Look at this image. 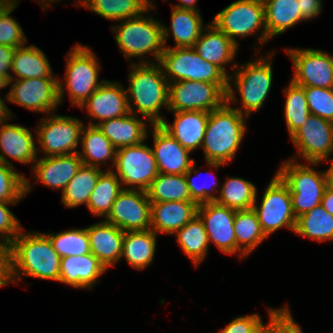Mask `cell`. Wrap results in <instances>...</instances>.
<instances>
[{
	"mask_svg": "<svg viewBox=\"0 0 333 333\" xmlns=\"http://www.w3.org/2000/svg\"><path fill=\"white\" fill-rule=\"evenodd\" d=\"M129 74V88L127 102L129 112L137 115L131 103L135 104L136 110L145 117L151 125H158L164 121L159 114L161 108L168 109V81L164 76L161 65L151 60L141 63H132ZM129 94V96H128ZM131 98V101L129 100Z\"/></svg>",
	"mask_w": 333,
	"mask_h": 333,
	"instance_id": "1",
	"label": "cell"
},
{
	"mask_svg": "<svg viewBox=\"0 0 333 333\" xmlns=\"http://www.w3.org/2000/svg\"><path fill=\"white\" fill-rule=\"evenodd\" d=\"M244 116L227 102L209 112L201 146L208 165L218 168L235 157L246 131Z\"/></svg>",
	"mask_w": 333,
	"mask_h": 333,
	"instance_id": "2",
	"label": "cell"
},
{
	"mask_svg": "<svg viewBox=\"0 0 333 333\" xmlns=\"http://www.w3.org/2000/svg\"><path fill=\"white\" fill-rule=\"evenodd\" d=\"M13 249L15 283L25 276L59 281L61 257L54 250L45 233L22 231L11 243ZM17 276V277H16Z\"/></svg>",
	"mask_w": 333,
	"mask_h": 333,
	"instance_id": "3",
	"label": "cell"
},
{
	"mask_svg": "<svg viewBox=\"0 0 333 333\" xmlns=\"http://www.w3.org/2000/svg\"><path fill=\"white\" fill-rule=\"evenodd\" d=\"M238 67L239 66L234 64L232 68H234L236 72H234L235 74L233 73V76H228L226 102L228 104H230L231 101L237 103L234 88H232L231 85L233 84L239 92V96H241L240 98L243 105V109H235L248 117L253 111L261 109L270 92L273 80L271 60L266 55L265 58L261 57L253 62H248Z\"/></svg>",
	"mask_w": 333,
	"mask_h": 333,
	"instance_id": "4",
	"label": "cell"
},
{
	"mask_svg": "<svg viewBox=\"0 0 333 333\" xmlns=\"http://www.w3.org/2000/svg\"><path fill=\"white\" fill-rule=\"evenodd\" d=\"M168 83L204 81L217 84L225 93L228 76L215 64L203 60L193 47H165L158 62Z\"/></svg>",
	"mask_w": 333,
	"mask_h": 333,
	"instance_id": "5",
	"label": "cell"
},
{
	"mask_svg": "<svg viewBox=\"0 0 333 333\" xmlns=\"http://www.w3.org/2000/svg\"><path fill=\"white\" fill-rule=\"evenodd\" d=\"M296 156L283 162L276 173L288 186L293 212L297 217L321 204L327 187L326 171L317 172L308 165L296 162Z\"/></svg>",
	"mask_w": 333,
	"mask_h": 333,
	"instance_id": "6",
	"label": "cell"
},
{
	"mask_svg": "<svg viewBox=\"0 0 333 333\" xmlns=\"http://www.w3.org/2000/svg\"><path fill=\"white\" fill-rule=\"evenodd\" d=\"M116 32L115 40L121 52L126 58L144 57L149 52L153 53L159 62L161 54L165 50L163 40V24L152 17H144L142 14L123 23L111 27Z\"/></svg>",
	"mask_w": 333,
	"mask_h": 333,
	"instance_id": "7",
	"label": "cell"
},
{
	"mask_svg": "<svg viewBox=\"0 0 333 333\" xmlns=\"http://www.w3.org/2000/svg\"><path fill=\"white\" fill-rule=\"evenodd\" d=\"M231 41L238 45L235 37L254 35L262 28L259 38L262 44L269 41L265 26L263 0H237L220 11L212 22Z\"/></svg>",
	"mask_w": 333,
	"mask_h": 333,
	"instance_id": "8",
	"label": "cell"
},
{
	"mask_svg": "<svg viewBox=\"0 0 333 333\" xmlns=\"http://www.w3.org/2000/svg\"><path fill=\"white\" fill-rule=\"evenodd\" d=\"M66 56L65 79L73 105L79 108L105 81L98 82L99 63L92 50L75 45Z\"/></svg>",
	"mask_w": 333,
	"mask_h": 333,
	"instance_id": "9",
	"label": "cell"
},
{
	"mask_svg": "<svg viewBox=\"0 0 333 333\" xmlns=\"http://www.w3.org/2000/svg\"><path fill=\"white\" fill-rule=\"evenodd\" d=\"M253 209L266 237L282 227L295 231L297 218L293 212L290 190L277 174L268 184L261 204L257 206L255 200Z\"/></svg>",
	"mask_w": 333,
	"mask_h": 333,
	"instance_id": "10",
	"label": "cell"
},
{
	"mask_svg": "<svg viewBox=\"0 0 333 333\" xmlns=\"http://www.w3.org/2000/svg\"><path fill=\"white\" fill-rule=\"evenodd\" d=\"M114 166L121 184L133 185L124 189L147 191L159 174L152 148L143 142L117 149Z\"/></svg>",
	"mask_w": 333,
	"mask_h": 333,
	"instance_id": "11",
	"label": "cell"
},
{
	"mask_svg": "<svg viewBox=\"0 0 333 333\" xmlns=\"http://www.w3.org/2000/svg\"><path fill=\"white\" fill-rule=\"evenodd\" d=\"M226 102V93L215 83L204 81H177L168 85L170 111H206L220 108Z\"/></svg>",
	"mask_w": 333,
	"mask_h": 333,
	"instance_id": "12",
	"label": "cell"
},
{
	"mask_svg": "<svg viewBox=\"0 0 333 333\" xmlns=\"http://www.w3.org/2000/svg\"><path fill=\"white\" fill-rule=\"evenodd\" d=\"M5 100L31 111L50 114L61 103L64 87L58 78L16 79Z\"/></svg>",
	"mask_w": 333,
	"mask_h": 333,
	"instance_id": "13",
	"label": "cell"
},
{
	"mask_svg": "<svg viewBox=\"0 0 333 333\" xmlns=\"http://www.w3.org/2000/svg\"><path fill=\"white\" fill-rule=\"evenodd\" d=\"M37 128V142L45 156H60L78 153L84 124L70 116H47Z\"/></svg>",
	"mask_w": 333,
	"mask_h": 333,
	"instance_id": "14",
	"label": "cell"
},
{
	"mask_svg": "<svg viewBox=\"0 0 333 333\" xmlns=\"http://www.w3.org/2000/svg\"><path fill=\"white\" fill-rule=\"evenodd\" d=\"M105 221L124 232L150 229L151 201L147 192L123 189L112 204Z\"/></svg>",
	"mask_w": 333,
	"mask_h": 333,
	"instance_id": "15",
	"label": "cell"
},
{
	"mask_svg": "<svg viewBox=\"0 0 333 333\" xmlns=\"http://www.w3.org/2000/svg\"><path fill=\"white\" fill-rule=\"evenodd\" d=\"M290 138L306 162L317 165L328 161L333 152V122L310 114Z\"/></svg>",
	"mask_w": 333,
	"mask_h": 333,
	"instance_id": "16",
	"label": "cell"
},
{
	"mask_svg": "<svg viewBox=\"0 0 333 333\" xmlns=\"http://www.w3.org/2000/svg\"><path fill=\"white\" fill-rule=\"evenodd\" d=\"M294 65L291 81L301 87L333 88V56L315 49H286Z\"/></svg>",
	"mask_w": 333,
	"mask_h": 333,
	"instance_id": "17",
	"label": "cell"
},
{
	"mask_svg": "<svg viewBox=\"0 0 333 333\" xmlns=\"http://www.w3.org/2000/svg\"><path fill=\"white\" fill-rule=\"evenodd\" d=\"M235 214L236 210L215 201L200 204L197 208V215L204 224L209 243L213 241L219 250L230 255L236 253Z\"/></svg>",
	"mask_w": 333,
	"mask_h": 333,
	"instance_id": "18",
	"label": "cell"
},
{
	"mask_svg": "<svg viewBox=\"0 0 333 333\" xmlns=\"http://www.w3.org/2000/svg\"><path fill=\"white\" fill-rule=\"evenodd\" d=\"M119 82L104 81L83 103L89 118L103 122L129 113L127 92ZM101 120V121H99Z\"/></svg>",
	"mask_w": 333,
	"mask_h": 333,
	"instance_id": "19",
	"label": "cell"
},
{
	"mask_svg": "<svg viewBox=\"0 0 333 333\" xmlns=\"http://www.w3.org/2000/svg\"><path fill=\"white\" fill-rule=\"evenodd\" d=\"M152 127L154 139L152 151L158 172L170 175L185 174L194 162V159L189 157L190 151L182 147L159 124Z\"/></svg>",
	"mask_w": 333,
	"mask_h": 333,
	"instance_id": "20",
	"label": "cell"
},
{
	"mask_svg": "<svg viewBox=\"0 0 333 333\" xmlns=\"http://www.w3.org/2000/svg\"><path fill=\"white\" fill-rule=\"evenodd\" d=\"M29 129L21 125H0V162L13 167L6 158L10 157L22 164H30L37 161V148Z\"/></svg>",
	"mask_w": 333,
	"mask_h": 333,
	"instance_id": "21",
	"label": "cell"
},
{
	"mask_svg": "<svg viewBox=\"0 0 333 333\" xmlns=\"http://www.w3.org/2000/svg\"><path fill=\"white\" fill-rule=\"evenodd\" d=\"M37 160L33 166L36 180L53 189H62V192L83 164L78 153L44 156Z\"/></svg>",
	"mask_w": 333,
	"mask_h": 333,
	"instance_id": "22",
	"label": "cell"
},
{
	"mask_svg": "<svg viewBox=\"0 0 333 333\" xmlns=\"http://www.w3.org/2000/svg\"><path fill=\"white\" fill-rule=\"evenodd\" d=\"M173 124L164 120L159 125L174 137L185 149L193 152L201 147L208 123L209 112L206 111H178L174 112Z\"/></svg>",
	"mask_w": 333,
	"mask_h": 333,
	"instance_id": "23",
	"label": "cell"
},
{
	"mask_svg": "<svg viewBox=\"0 0 333 333\" xmlns=\"http://www.w3.org/2000/svg\"><path fill=\"white\" fill-rule=\"evenodd\" d=\"M194 201L151 202V226L155 233L175 234L197 215Z\"/></svg>",
	"mask_w": 333,
	"mask_h": 333,
	"instance_id": "24",
	"label": "cell"
},
{
	"mask_svg": "<svg viewBox=\"0 0 333 333\" xmlns=\"http://www.w3.org/2000/svg\"><path fill=\"white\" fill-rule=\"evenodd\" d=\"M91 253L105 266L122 259L124 231L105 220L86 227Z\"/></svg>",
	"mask_w": 333,
	"mask_h": 333,
	"instance_id": "25",
	"label": "cell"
},
{
	"mask_svg": "<svg viewBox=\"0 0 333 333\" xmlns=\"http://www.w3.org/2000/svg\"><path fill=\"white\" fill-rule=\"evenodd\" d=\"M204 31L193 48L203 60L215 64L229 76L224 66L234 60L239 45L231 41L213 23L207 25Z\"/></svg>",
	"mask_w": 333,
	"mask_h": 333,
	"instance_id": "26",
	"label": "cell"
},
{
	"mask_svg": "<svg viewBox=\"0 0 333 333\" xmlns=\"http://www.w3.org/2000/svg\"><path fill=\"white\" fill-rule=\"evenodd\" d=\"M105 271V266L92 253L62 257L59 282L76 288L90 289Z\"/></svg>",
	"mask_w": 333,
	"mask_h": 333,
	"instance_id": "27",
	"label": "cell"
},
{
	"mask_svg": "<svg viewBox=\"0 0 333 333\" xmlns=\"http://www.w3.org/2000/svg\"><path fill=\"white\" fill-rule=\"evenodd\" d=\"M88 125L98 126L116 149L137 145L147 138L146 122L131 112L96 124L90 120Z\"/></svg>",
	"mask_w": 333,
	"mask_h": 333,
	"instance_id": "28",
	"label": "cell"
},
{
	"mask_svg": "<svg viewBox=\"0 0 333 333\" xmlns=\"http://www.w3.org/2000/svg\"><path fill=\"white\" fill-rule=\"evenodd\" d=\"M172 8L171 26L163 25V40L166 47L168 35L172 32L176 48L193 47L203 31V20L199 11Z\"/></svg>",
	"mask_w": 333,
	"mask_h": 333,
	"instance_id": "29",
	"label": "cell"
},
{
	"mask_svg": "<svg viewBox=\"0 0 333 333\" xmlns=\"http://www.w3.org/2000/svg\"><path fill=\"white\" fill-rule=\"evenodd\" d=\"M11 71L16 76H11L10 84L15 79L54 78L46 55L35 45L15 49Z\"/></svg>",
	"mask_w": 333,
	"mask_h": 333,
	"instance_id": "30",
	"label": "cell"
},
{
	"mask_svg": "<svg viewBox=\"0 0 333 333\" xmlns=\"http://www.w3.org/2000/svg\"><path fill=\"white\" fill-rule=\"evenodd\" d=\"M156 236L151 229L125 232L121 257H125L132 268L143 270L153 262Z\"/></svg>",
	"mask_w": 333,
	"mask_h": 333,
	"instance_id": "31",
	"label": "cell"
},
{
	"mask_svg": "<svg viewBox=\"0 0 333 333\" xmlns=\"http://www.w3.org/2000/svg\"><path fill=\"white\" fill-rule=\"evenodd\" d=\"M80 143L83 152L78 154L83 164L100 168V163L107 164L105 161L111 159L114 166L117 149L98 126L88 125L86 128L83 126Z\"/></svg>",
	"mask_w": 333,
	"mask_h": 333,
	"instance_id": "32",
	"label": "cell"
},
{
	"mask_svg": "<svg viewBox=\"0 0 333 333\" xmlns=\"http://www.w3.org/2000/svg\"><path fill=\"white\" fill-rule=\"evenodd\" d=\"M263 3L269 39L304 20L297 0H263Z\"/></svg>",
	"mask_w": 333,
	"mask_h": 333,
	"instance_id": "33",
	"label": "cell"
},
{
	"mask_svg": "<svg viewBox=\"0 0 333 333\" xmlns=\"http://www.w3.org/2000/svg\"><path fill=\"white\" fill-rule=\"evenodd\" d=\"M78 5L108 20H125L146 14L153 8L151 0H80Z\"/></svg>",
	"mask_w": 333,
	"mask_h": 333,
	"instance_id": "34",
	"label": "cell"
},
{
	"mask_svg": "<svg viewBox=\"0 0 333 333\" xmlns=\"http://www.w3.org/2000/svg\"><path fill=\"white\" fill-rule=\"evenodd\" d=\"M236 253L241 259L252 252L267 237L263 233L256 211L237 210L234 219Z\"/></svg>",
	"mask_w": 333,
	"mask_h": 333,
	"instance_id": "35",
	"label": "cell"
},
{
	"mask_svg": "<svg viewBox=\"0 0 333 333\" xmlns=\"http://www.w3.org/2000/svg\"><path fill=\"white\" fill-rule=\"evenodd\" d=\"M102 172L98 167L82 164L62 192L63 205L69 208L77 207L83 203L87 205Z\"/></svg>",
	"mask_w": 333,
	"mask_h": 333,
	"instance_id": "36",
	"label": "cell"
},
{
	"mask_svg": "<svg viewBox=\"0 0 333 333\" xmlns=\"http://www.w3.org/2000/svg\"><path fill=\"white\" fill-rule=\"evenodd\" d=\"M121 185V181L113 170L103 171L96 182L86 207L93 215L106 218L118 194L124 189Z\"/></svg>",
	"mask_w": 333,
	"mask_h": 333,
	"instance_id": "37",
	"label": "cell"
},
{
	"mask_svg": "<svg viewBox=\"0 0 333 333\" xmlns=\"http://www.w3.org/2000/svg\"><path fill=\"white\" fill-rule=\"evenodd\" d=\"M176 235L177 242L183 252L187 254L195 266L199 265L209 249L208 235L200 217L196 215L180 228Z\"/></svg>",
	"mask_w": 333,
	"mask_h": 333,
	"instance_id": "38",
	"label": "cell"
},
{
	"mask_svg": "<svg viewBox=\"0 0 333 333\" xmlns=\"http://www.w3.org/2000/svg\"><path fill=\"white\" fill-rule=\"evenodd\" d=\"M294 232L320 242L333 240V216L320 204L297 217Z\"/></svg>",
	"mask_w": 333,
	"mask_h": 333,
	"instance_id": "39",
	"label": "cell"
},
{
	"mask_svg": "<svg viewBox=\"0 0 333 333\" xmlns=\"http://www.w3.org/2000/svg\"><path fill=\"white\" fill-rule=\"evenodd\" d=\"M146 192L151 202L192 201L185 174L159 173Z\"/></svg>",
	"mask_w": 333,
	"mask_h": 333,
	"instance_id": "40",
	"label": "cell"
},
{
	"mask_svg": "<svg viewBox=\"0 0 333 333\" xmlns=\"http://www.w3.org/2000/svg\"><path fill=\"white\" fill-rule=\"evenodd\" d=\"M219 192L215 202L236 211L253 208L257 198L256 186L238 177L226 179Z\"/></svg>",
	"mask_w": 333,
	"mask_h": 333,
	"instance_id": "41",
	"label": "cell"
},
{
	"mask_svg": "<svg viewBox=\"0 0 333 333\" xmlns=\"http://www.w3.org/2000/svg\"><path fill=\"white\" fill-rule=\"evenodd\" d=\"M285 101V121L290 137L300 129L310 115L308 103L304 92V87L298 86L290 81V85L284 89Z\"/></svg>",
	"mask_w": 333,
	"mask_h": 333,
	"instance_id": "42",
	"label": "cell"
},
{
	"mask_svg": "<svg viewBox=\"0 0 333 333\" xmlns=\"http://www.w3.org/2000/svg\"><path fill=\"white\" fill-rule=\"evenodd\" d=\"M58 255L67 256H82L91 253L89 237L86 228L71 229L59 233H46Z\"/></svg>",
	"mask_w": 333,
	"mask_h": 333,
	"instance_id": "43",
	"label": "cell"
},
{
	"mask_svg": "<svg viewBox=\"0 0 333 333\" xmlns=\"http://www.w3.org/2000/svg\"><path fill=\"white\" fill-rule=\"evenodd\" d=\"M32 187L13 167L0 162V202H19Z\"/></svg>",
	"mask_w": 333,
	"mask_h": 333,
	"instance_id": "44",
	"label": "cell"
},
{
	"mask_svg": "<svg viewBox=\"0 0 333 333\" xmlns=\"http://www.w3.org/2000/svg\"><path fill=\"white\" fill-rule=\"evenodd\" d=\"M310 114L333 122V88L304 87Z\"/></svg>",
	"mask_w": 333,
	"mask_h": 333,
	"instance_id": "45",
	"label": "cell"
},
{
	"mask_svg": "<svg viewBox=\"0 0 333 333\" xmlns=\"http://www.w3.org/2000/svg\"><path fill=\"white\" fill-rule=\"evenodd\" d=\"M17 4L4 16L0 18V44L13 48L26 45V36L21 26L16 20L10 17V13L16 8Z\"/></svg>",
	"mask_w": 333,
	"mask_h": 333,
	"instance_id": "46",
	"label": "cell"
},
{
	"mask_svg": "<svg viewBox=\"0 0 333 333\" xmlns=\"http://www.w3.org/2000/svg\"><path fill=\"white\" fill-rule=\"evenodd\" d=\"M15 204H18V202H0V235L2 243L11 244L22 231L19 220L7 207Z\"/></svg>",
	"mask_w": 333,
	"mask_h": 333,
	"instance_id": "47",
	"label": "cell"
},
{
	"mask_svg": "<svg viewBox=\"0 0 333 333\" xmlns=\"http://www.w3.org/2000/svg\"><path fill=\"white\" fill-rule=\"evenodd\" d=\"M195 163L196 162L194 161L192 163L190 169L185 173L187 183H188V189H189V192H190V195H191V200L194 201L197 205H200V204H203V203H208V202H213L217 198V196L213 195V192L216 191L218 193V190L215 189L217 181L214 180L215 182H213V183L206 182V183H203L201 186H198V184H196L194 182L195 180L192 178V173H193L192 171L193 170H194V174L200 176L199 172L197 170H195V168H196ZM207 185L211 186L210 190L208 189L209 186L207 187Z\"/></svg>",
	"mask_w": 333,
	"mask_h": 333,
	"instance_id": "48",
	"label": "cell"
},
{
	"mask_svg": "<svg viewBox=\"0 0 333 333\" xmlns=\"http://www.w3.org/2000/svg\"><path fill=\"white\" fill-rule=\"evenodd\" d=\"M263 325L260 315L255 313L233 319L219 333H257Z\"/></svg>",
	"mask_w": 333,
	"mask_h": 333,
	"instance_id": "49",
	"label": "cell"
},
{
	"mask_svg": "<svg viewBox=\"0 0 333 333\" xmlns=\"http://www.w3.org/2000/svg\"><path fill=\"white\" fill-rule=\"evenodd\" d=\"M15 282L13 249L11 244L0 241V287Z\"/></svg>",
	"mask_w": 333,
	"mask_h": 333,
	"instance_id": "50",
	"label": "cell"
},
{
	"mask_svg": "<svg viewBox=\"0 0 333 333\" xmlns=\"http://www.w3.org/2000/svg\"><path fill=\"white\" fill-rule=\"evenodd\" d=\"M289 307L275 309L273 311V333H302L298 324L291 317Z\"/></svg>",
	"mask_w": 333,
	"mask_h": 333,
	"instance_id": "51",
	"label": "cell"
},
{
	"mask_svg": "<svg viewBox=\"0 0 333 333\" xmlns=\"http://www.w3.org/2000/svg\"><path fill=\"white\" fill-rule=\"evenodd\" d=\"M297 2L304 20L313 19L321 12V0H297Z\"/></svg>",
	"mask_w": 333,
	"mask_h": 333,
	"instance_id": "52",
	"label": "cell"
},
{
	"mask_svg": "<svg viewBox=\"0 0 333 333\" xmlns=\"http://www.w3.org/2000/svg\"><path fill=\"white\" fill-rule=\"evenodd\" d=\"M15 53V48L0 44V74L5 75L11 80V65Z\"/></svg>",
	"mask_w": 333,
	"mask_h": 333,
	"instance_id": "53",
	"label": "cell"
},
{
	"mask_svg": "<svg viewBox=\"0 0 333 333\" xmlns=\"http://www.w3.org/2000/svg\"><path fill=\"white\" fill-rule=\"evenodd\" d=\"M321 204L324 209L333 216V188L328 185L324 190Z\"/></svg>",
	"mask_w": 333,
	"mask_h": 333,
	"instance_id": "54",
	"label": "cell"
},
{
	"mask_svg": "<svg viewBox=\"0 0 333 333\" xmlns=\"http://www.w3.org/2000/svg\"><path fill=\"white\" fill-rule=\"evenodd\" d=\"M17 2V0H0V18L8 13Z\"/></svg>",
	"mask_w": 333,
	"mask_h": 333,
	"instance_id": "55",
	"label": "cell"
},
{
	"mask_svg": "<svg viewBox=\"0 0 333 333\" xmlns=\"http://www.w3.org/2000/svg\"><path fill=\"white\" fill-rule=\"evenodd\" d=\"M180 4L173 5V7L179 8V9H186V10H193L198 11L197 8H195V3L197 0H179Z\"/></svg>",
	"mask_w": 333,
	"mask_h": 333,
	"instance_id": "56",
	"label": "cell"
},
{
	"mask_svg": "<svg viewBox=\"0 0 333 333\" xmlns=\"http://www.w3.org/2000/svg\"><path fill=\"white\" fill-rule=\"evenodd\" d=\"M10 112L11 111L0 98V125L5 121L7 122V120L12 117Z\"/></svg>",
	"mask_w": 333,
	"mask_h": 333,
	"instance_id": "57",
	"label": "cell"
},
{
	"mask_svg": "<svg viewBox=\"0 0 333 333\" xmlns=\"http://www.w3.org/2000/svg\"><path fill=\"white\" fill-rule=\"evenodd\" d=\"M269 310V316H270V321L268 322L267 325H263L257 333H273V311L275 309H270L268 308Z\"/></svg>",
	"mask_w": 333,
	"mask_h": 333,
	"instance_id": "58",
	"label": "cell"
},
{
	"mask_svg": "<svg viewBox=\"0 0 333 333\" xmlns=\"http://www.w3.org/2000/svg\"><path fill=\"white\" fill-rule=\"evenodd\" d=\"M331 165L329 168L326 170V175H327V185L331 188H333V160L332 162L330 161Z\"/></svg>",
	"mask_w": 333,
	"mask_h": 333,
	"instance_id": "59",
	"label": "cell"
},
{
	"mask_svg": "<svg viewBox=\"0 0 333 333\" xmlns=\"http://www.w3.org/2000/svg\"><path fill=\"white\" fill-rule=\"evenodd\" d=\"M10 84V79L5 75L0 74V89L5 88Z\"/></svg>",
	"mask_w": 333,
	"mask_h": 333,
	"instance_id": "60",
	"label": "cell"
},
{
	"mask_svg": "<svg viewBox=\"0 0 333 333\" xmlns=\"http://www.w3.org/2000/svg\"><path fill=\"white\" fill-rule=\"evenodd\" d=\"M38 1H40V4H43L42 6L44 7V9H45V7H47V5H49L50 4V2H55V1H59V0H38ZM41 1L42 2H46V3H41ZM46 5V6H45Z\"/></svg>",
	"mask_w": 333,
	"mask_h": 333,
	"instance_id": "61",
	"label": "cell"
}]
</instances>
